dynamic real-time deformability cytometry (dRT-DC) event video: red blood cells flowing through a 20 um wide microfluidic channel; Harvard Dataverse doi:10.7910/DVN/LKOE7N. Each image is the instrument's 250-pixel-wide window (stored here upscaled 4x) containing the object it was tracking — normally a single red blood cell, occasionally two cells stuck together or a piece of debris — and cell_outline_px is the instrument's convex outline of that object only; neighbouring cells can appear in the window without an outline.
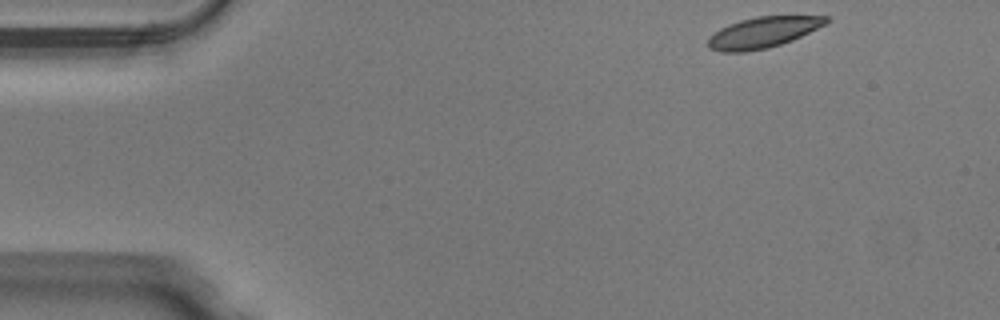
{"species": "Egyptian fruit bat (a non-hibernating species)", "species_latin": "Rousettus aegyptiacus", "temperature_condition": "warm", "stored_images_in_passage": 46, "camera_frame_rate_fps": 3000, "um_per_image_px": 0.085, "animal": {"sex": "male"}, "frame": {"image": 1, "passage_image": 1, "time_ms": 0.0, "image_size_px": [1000, 320], "cell_outline_px": [[832, 20], [792, 40], [768, 48], [744, 52], [720, 52], [708, 48], [708, 36], [720, 28], [728, 24], [740, 20], [756, 16], [828, 16]], "centroid_in_image_um": [64.8, 2.76], "position_along_channel_um": 20.2, "area_um2": 21.21}}
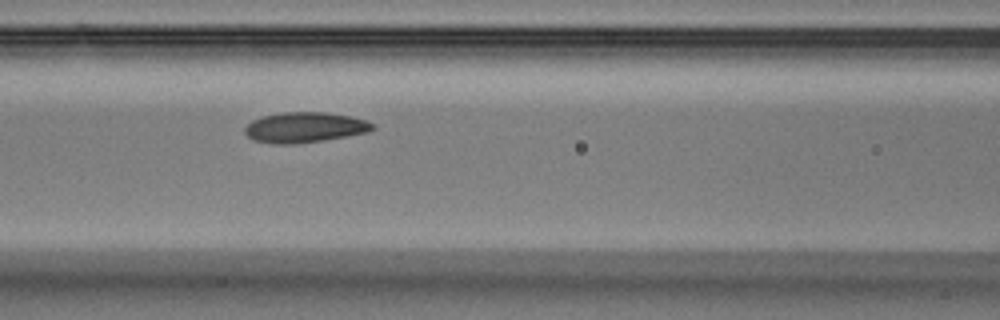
{"frame": {"image": 2, "passage_image": 17, "time_ms": 5.333, "image_size_px": [1000, 320], "cell_outline_px": [[376, 128], [368, 132], [320, 140], [292, 144], [276, 144], [252, 140], [244, 132], [244, 128], [252, 120], [260, 116], [280, 112], [324, 112], [348, 116], [368, 120], [376, 124]], "centroid_in_image_um": [25.88, 10.81], "position_along_channel_um": 140.7, "area_um2": 22.6}}
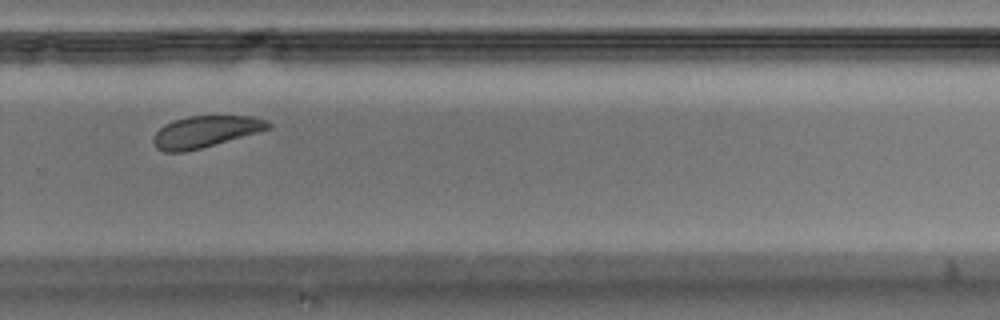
{"frame": {"image": 3, "passage_image": 30, "time_ms": 9.667, "image_size_px": [1000, 320], "cell_outline_px": [[272, 128], [260, 132], [200, 148], [184, 152], [164, 152], [156, 148], [152, 140], [152, 136], [164, 124], [188, 116], [252, 116], [268, 120], [272, 124]], "centroid_in_image_um": [17.48, 11.19], "position_along_channel_um": 312.3, "area_um2": 21.21}, "authors_computed_cell_mechanics": {"area_um2": 22.3397, "velocity_mm_per_s": 3.9711, "shape_relaxation_time_tau1_ms": 2.3086, "shape_relaxation_time_tau2_ms": 4.5362, "deformation_change_tau1": 0.0795, "deformation_change_tau2": 0.108}}